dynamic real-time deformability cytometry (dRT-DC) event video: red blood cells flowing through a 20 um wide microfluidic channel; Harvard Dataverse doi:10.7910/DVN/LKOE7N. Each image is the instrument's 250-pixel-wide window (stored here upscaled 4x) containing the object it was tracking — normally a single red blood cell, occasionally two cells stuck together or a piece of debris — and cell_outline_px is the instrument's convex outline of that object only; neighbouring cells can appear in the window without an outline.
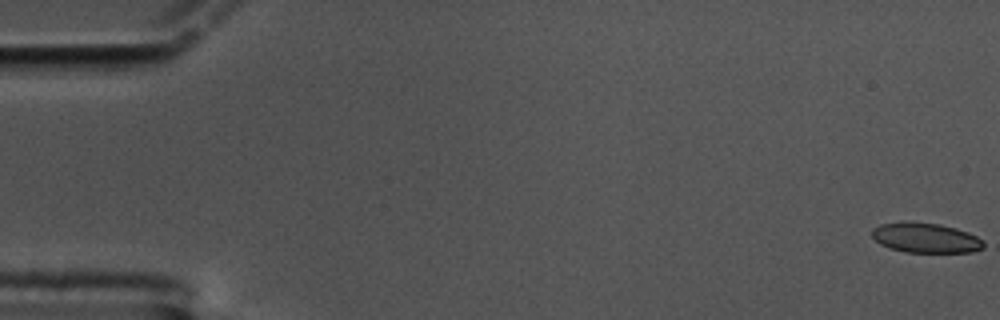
{"species": "common noctule bat (a hibernating species)", "species_latin": "Nyctalus noctula", "temperature_condition": "cold", "stored_images_in_passage": 17, "camera_frame_rate_fps": 3000, "um_per_image_px": 0.085, "animal": {"sex": "male", "body_mass_g": 17.5, "forearm_length_mm": 52.3}, "frame": {"image": 1, "passage_image": 1, "time_ms": 0.0, "image_size_px": [1000, 320], "cell_outline_px": [[984, 248], [972, 252], [904, 252], [880, 244], [872, 236], [872, 228], [880, 224], [940, 224], [956, 228], [968, 232], [976, 236], [984, 244]], "centroid_in_image_um": [78.72, 20.25], "position_along_channel_um": 6.3, "area_um2": 18.73}}
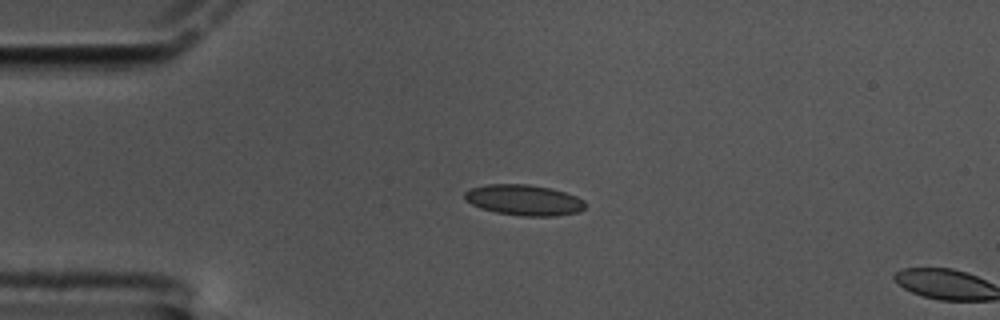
{"frame": {"image": 2, "passage_image": 15, "time_ms": 4.667, "image_size_px": [1000, 320], "cell_outline_px": [[584, 208], [580, 212], [556, 216], [520, 216], [496, 212], [480, 208], [472, 204], [464, 196], [464, 192], [472, 188], [488, 184], [528, 184], [552, 188], [576, 196], [584, 200]], "centroid_in_image_um": [44.56, 17.01], "position_along_channel_um": 40.4, "area_um2": 21.56}}